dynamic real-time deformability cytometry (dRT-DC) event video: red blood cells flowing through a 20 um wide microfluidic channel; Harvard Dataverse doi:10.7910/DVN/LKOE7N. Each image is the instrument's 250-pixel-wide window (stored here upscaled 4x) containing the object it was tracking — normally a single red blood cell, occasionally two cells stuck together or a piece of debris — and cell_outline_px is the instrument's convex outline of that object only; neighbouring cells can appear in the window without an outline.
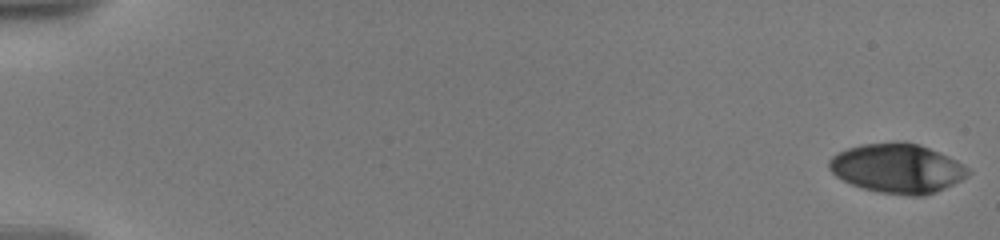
{"species": "human", "species_latin": "Homo sapiens", "temperature_condition": "warm", "stored_images_in_passage": 70, "camera_frame_rate_fps": 3000, "um_per_image_px": 0.085, "donor": {"sex": "male"}, "frame": {"image": 1, "passage_image": 1, "time_ms": 0.0, "image_size_px": [1000, 240], "cell_outline_px": [[972, 172], [968, 176], [936, 192], [924, 196], [908, 196], [880, 192], [864, 188], [852, 184], [836, 176], [828, 168], [828, 160], [832, 156], [848, 148], [860, 144], [904, 140], [920, 144], [956, 160], [968, 168]], "centroid_in_image_um": [76.27, 14.29], "position_along_channel_um": 8.7, "area_um2": 40.11}}
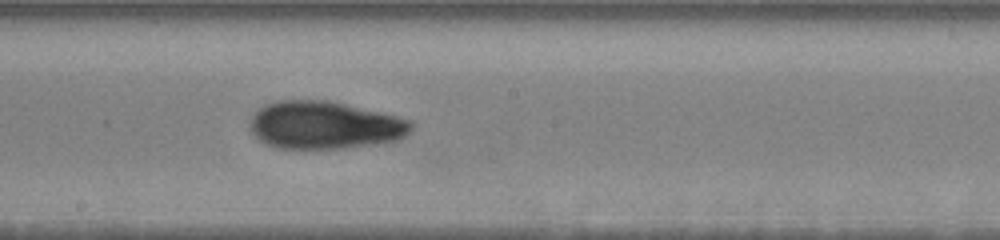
{"frame": {"image": 2, "passage_image": 37, "time_ms": 11.0, "image_size_px": [1000, 240], "cell_outline_px": [[412, 132], [400, 140], [380, 144], [344, 148], [276, 148], [264, 144], [248, 128], [248, 120], [256, 108], [264, 104], [276, 100], [328, 100], [380, 112], [412, 120]], "centroid_in_image_um": [27.56, 10.64], "position_along_channel_um": 220.6, "area_um2": 45.6}}
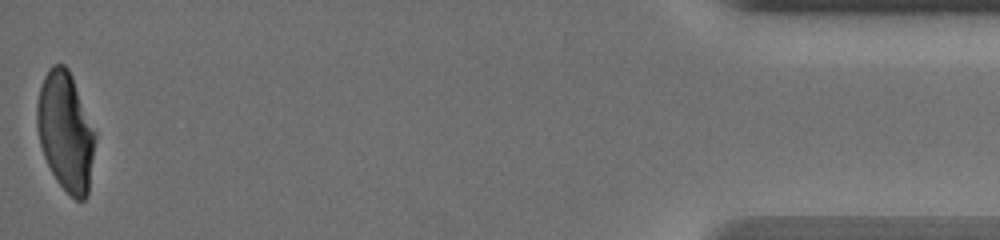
{"frame": {"image": 3, "passage_image": 70, "time_ms": 19.0, "image_size_px": [1000, 240], "cell_outline_px": [[96, 136], [88, 196], [84, 200], [76, 200], [56, 180], [44, 156], [40, 144], [36, 124], [36, 104], [40, 88], [44, 76], [48, 68], [52, 64], [64, 64], [68, 68], [72, 76], [96, 132]], "centroid_in_image_um": [5.58, 11.16], "position_along_channel_um": 429.6, "area_um2": 40.4}, "authors_computed_cell_mechanics": {"area_um2": 41.7894, "velocity_mm_per_s": 3.5788, "shape_relaxation_time_tau1_ms": 7.2265, "shape_relaxation_time_tau2_ms": 2.8679, "deformation_change_tau1": 0.2281, "deformation_change_tau2": 0.0687}}